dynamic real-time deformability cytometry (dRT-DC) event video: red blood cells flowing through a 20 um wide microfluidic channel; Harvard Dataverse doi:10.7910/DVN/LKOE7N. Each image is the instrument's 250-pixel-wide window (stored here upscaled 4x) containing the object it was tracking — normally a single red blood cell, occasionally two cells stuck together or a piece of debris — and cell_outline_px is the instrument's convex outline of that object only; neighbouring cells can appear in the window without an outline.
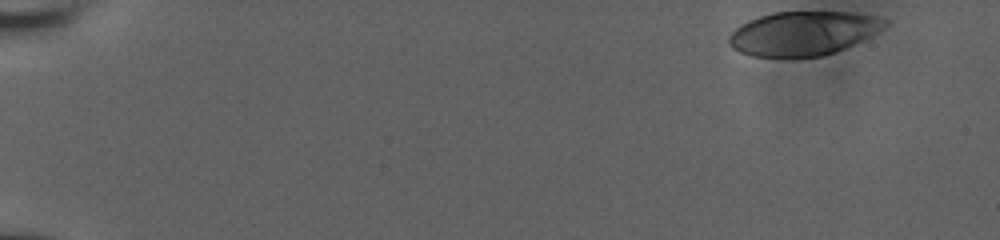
{"species": "human", "species_latin": "Homo sapiens", "temperature_condition": "room temperature", "stored_images_in_passage": 46, "camera_frame_rate_fps": 3000, "um_per_image_px": 0.085, "donor": {"sex": "male"}, "frame": {"image": 1, "passage_image": 1, "time_ms": 0.0, "image_size_px": [1000, 240], "cell_outline_px": [[888, 24], [868, 36], [844, 48], [820, 56], [752, 56], [740, 52], [732, 48], [728, 44], [728, 36], [740, 24], [748, 20], [772, 12], [848, 12], [876, 16], [888, 20]], "centroid_in_image_um": [68.21, 2.81], "position_along_channel_um": 16.8, "area_um2": 39.42}}
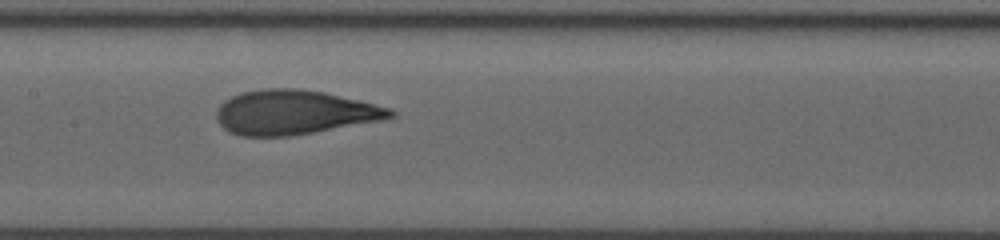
{"frame": {"image": 2, "passage_image": 27, "time_ms": 8.667, "image_size_px": [1000, 240], "cell_outline_px": [[396, 116], [388, 120], [288, 136], [240, 136], [228, 132], [216, 120], [216, 112], [220, 104], [224, 100], [240, 92], [264, 88], [300, 88], [324, 92], [392, 108], [396, 112]], "centroid_in_image_um": [25.04, 9.55], "position_along_channel_um": 182.4, "area_um2": 45.43}}
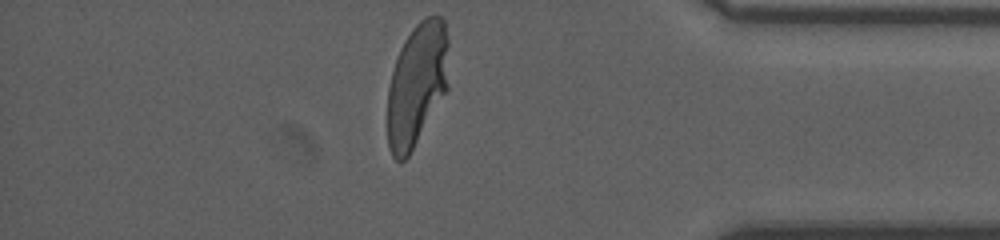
{"frame": {"image": 3, "passage_image": 46, "time_ms": 15.0, "image_size_px": [1000, 240], "cell_outline_px": [[448, 88], [408, 156], [400, 164], [392, 156], [388, 148], [388, 88], [392, 72], [400, 48], [404, 40], [412, 28], [424, 16], [440, 16], [444, 20], [448, 36]], "centroid_in_image_um": [35.44, 7.16], "position_along_channel_um": 399.8, "area_um2": 44.04}, "authors_computed_cell_mechanics": {"area_um2": 43.8702, "velocity_mm_per_s": 3.814, "shape_relaxation_time_tau1_ms": 7.5899, "shape_relaxation_time_tau2_ms": null, "deformation_change_tau1": 0.275, "deformation_change_tau2": null}}